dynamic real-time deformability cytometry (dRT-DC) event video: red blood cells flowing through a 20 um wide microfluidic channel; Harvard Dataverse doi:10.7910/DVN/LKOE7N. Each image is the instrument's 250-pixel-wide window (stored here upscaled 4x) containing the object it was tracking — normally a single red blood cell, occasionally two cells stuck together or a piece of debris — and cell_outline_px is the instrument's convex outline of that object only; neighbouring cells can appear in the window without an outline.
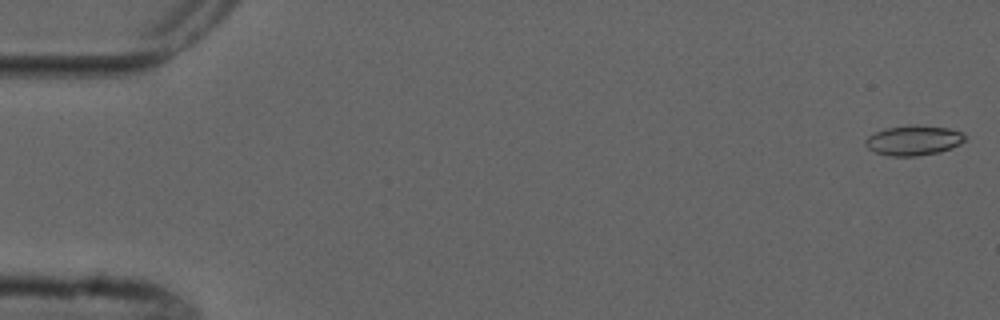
{"species": "common noctule bat (a hibernating species)", "species_latin": "Nyctalus noctula", "temperature_condition": "cold", "stored_images_in_passage": 6, "camera_frame_rate_fps": 3000, "um_per_image_px": 0.085, "animal": {"sex": "male", "forearm_length_mm": 52.5}, "frame": {"image": 1, "passage_image": 1, "time_ms": 0.0, "image_size_px": [1000, 320], "cell_outline_px": [[964, 140], [960, 144], [952, 148], [940, 152], [916, 156], [888, 156], [876, 152], [868, 148], [864, 144], [864, 140], [868, 136], [884, 128], [908, 124], [916, 124], [948, 128], [964, 132]], "centroid_in_image_um": [77.64, 11.92], "position_along_channel_um": 7.4, "area_um2": 17.63}}